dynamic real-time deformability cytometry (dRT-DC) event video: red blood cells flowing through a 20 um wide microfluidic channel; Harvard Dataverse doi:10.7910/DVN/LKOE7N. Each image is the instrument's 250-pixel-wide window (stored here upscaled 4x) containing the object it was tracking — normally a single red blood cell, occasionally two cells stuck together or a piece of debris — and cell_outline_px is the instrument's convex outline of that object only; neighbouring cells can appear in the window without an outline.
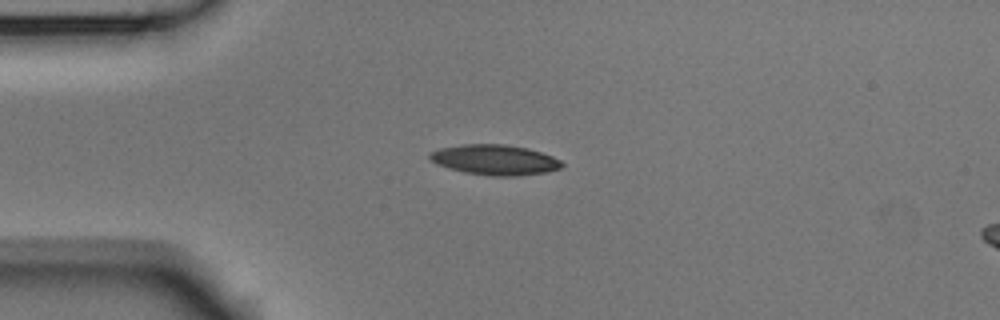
{"species": "Egyptian fruit bat (a non-hibernating species)", "species_latin": "Rousettus aegyptiacus", "temperature_condition": "room temperature", "stored_images_in_passage": 7, "camera_frame_rate_fps": 3000, "um_per_image_px": 0.085, "animal": {"sex": "male"}, "frame": {"image": 1, "passage_image": 3, "time_ms": 0.667, "image_size_px": [1000, 320], "cell_outline_px": [[564, 164], [560, 168], [544, 172], [516, 176], [492, 176], [464, 172], [448, 168], [436, 164], [428, 160], [428, 152], [440, 148], [460, 144], [504, 144], [528, 148], [552, 156], [560, 160]], "centroid_in_image_um": [41.99, 13.58], "position_along_channel_um": 43.0, "area_um2": 23.41}}
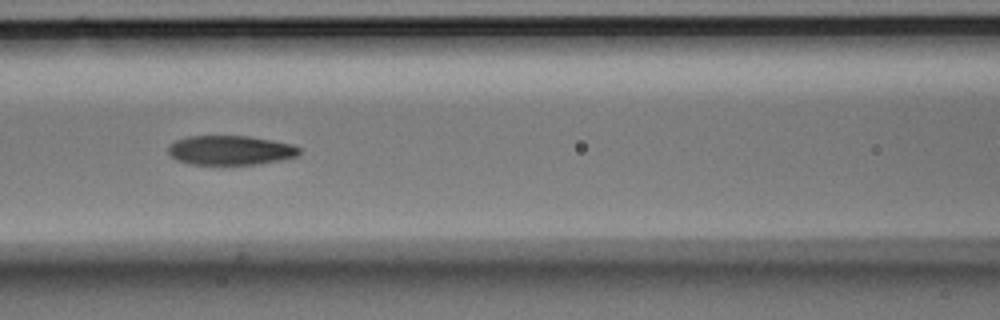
{"frame": {"image": 2, "passage_image": 6, "time_ms": 1.667, "image_size_px": [1000, 320], "cell_outline_px": [[300, 152], [296, 156], [280, 160], [256, 164], [192, 164], [176, 160], [168, 152], [168, 144], [176, 140], [188, 136], [248, 136], [272, 140], [292, 144], [300, 148]], "centroid_in_image_um": [19.56, 12.76], "position_along_channel_um": 147.0, "area_um2": 22.37}}
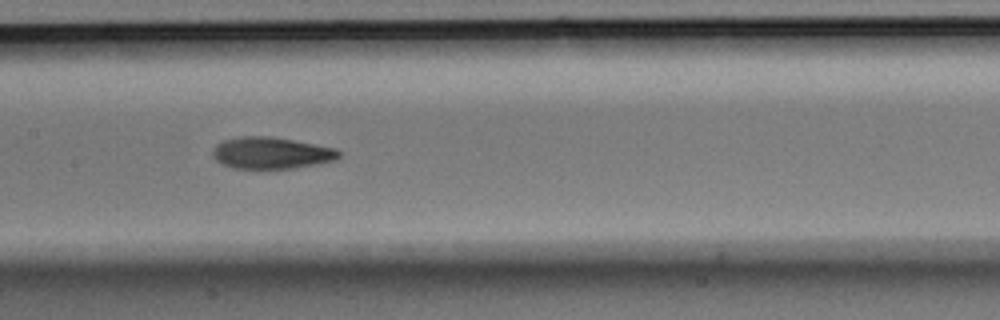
{"frame": {"image": 3, "passage_image": 7, "time_ms": 2.0, "image_size_px": [1000, 320], "cell_outline_px": [[340, 156], [336, 160], [320, 164], [292, 168], [232, 168], [220, 164], [212, 156], [212, 152], [216, 144], [224, 140], [240, 136], [268, 136], [292, 140], [336, 148], [340, 152]], "centroid_in_image_um": [23.05, 13.01], "position_along_channel_um": 184.4, "area_um2": 23.35}}